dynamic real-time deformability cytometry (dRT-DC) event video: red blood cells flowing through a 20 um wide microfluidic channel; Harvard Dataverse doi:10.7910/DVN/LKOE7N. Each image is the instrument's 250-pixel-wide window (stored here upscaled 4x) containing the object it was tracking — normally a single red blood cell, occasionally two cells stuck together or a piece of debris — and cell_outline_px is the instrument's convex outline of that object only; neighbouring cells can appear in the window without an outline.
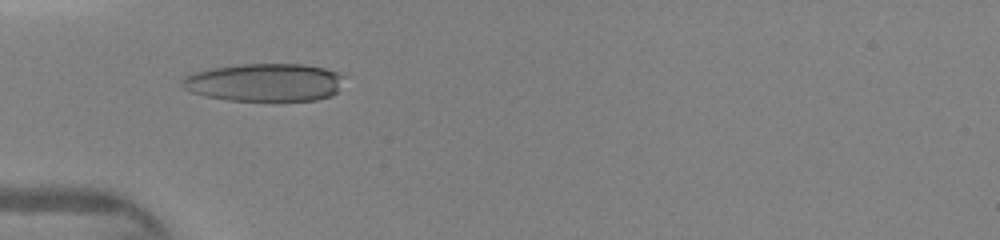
{"species": "human", "species_latin": "Homo sapiens", "temperature_condition": "warm", "stored_images_in_passage": 27, "camera_frame_rate_fps": 3000, "um_per_image_px": 0.085, "donor": {"sex": "female"}, "frame": {"image": 1, "passage_image": 2, "time_ms": 0.333, "image_size_px": [1000, 240], "cell_outline_px": [[344, 76], [336, 92], [332, 96], [316, 100], [228, 100], [204, 96], [192, 92], [184, 88], [180, 84], [180, 80], [184, 76], [192, 72], [212, 68], [240, 64], [304, 64], [324, 68], [336, 72]], "centroid_in_image_um": [22.45, 7.0], "position_along_channel_um": 62.6, "area_um2": 35.84}}
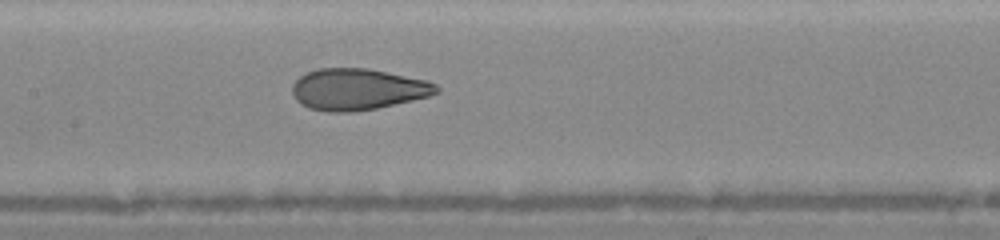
{"frame": {"image": 2, "passage_image": 10, "time_ms": 3.0, "image_size_px": [1000, 240], "cell_outline_px": [[440, 92], [428, 96], [412, 100], [376, 108], [352, 112], [328, 112], [308, 108], [300, 104], [292, 96], [292, 84], [300, 76], [308, 72], [320, 68], [368, 68], [428, 80], [436, 84], [440, 88]], "centroid_in_image_um": [30.39, 7.59], "position_along_channel_um": 177.0, "area_um2": 34.97}}
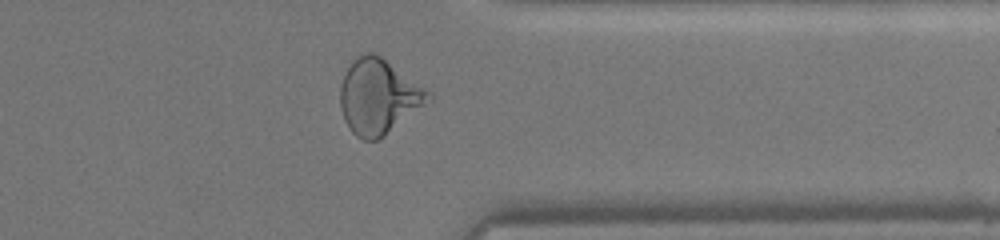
{"frame": {"image": 3, "passage_image": 24, "time_ms": 7.667, "image_size_px": [1000, 240], "cell_outline_px": [[432, 100], [384, 136], [376, 140], [364, 140], [356, 136], [348, 128], [344, 120], [340, 108], [340, 88], [344, 76], [348, 68], [356, 56], [364, 52], [372, 52], [380, 56], [432, 92]], "centroid_in_image_um": [32.18, 8.22], "position_along_channel_um": 379.2, "area_um2": 38.44}}